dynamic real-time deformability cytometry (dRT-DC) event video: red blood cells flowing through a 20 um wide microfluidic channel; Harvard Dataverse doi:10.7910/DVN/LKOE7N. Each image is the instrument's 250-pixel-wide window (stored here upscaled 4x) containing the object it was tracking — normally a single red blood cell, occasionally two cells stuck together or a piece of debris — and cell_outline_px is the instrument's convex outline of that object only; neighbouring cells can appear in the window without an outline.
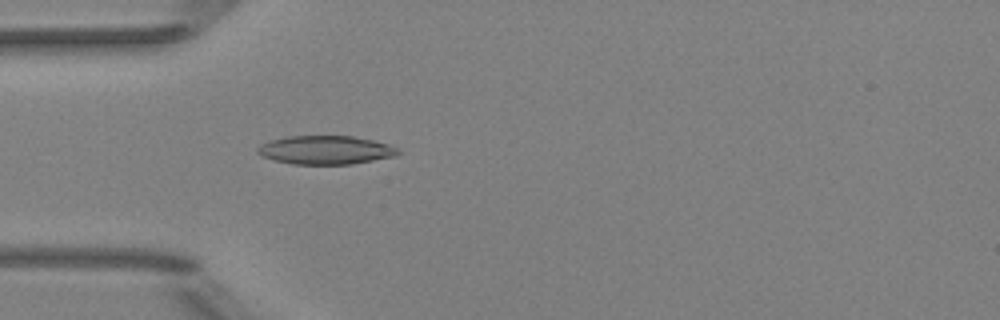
{"species": "Egyptian fruit bat (a non-hibernating species)", "species_latin": "Rousettus aegyptiacus", "temperature_condition": "room temperature", "stored_images_in_passage": 39, "camera_frame_rate_fps": 3000, "um_per_image_px": 0.085, "animal": {"sex": "female"}, "frame": {"image": 1, "passage_image": 3, "time_ms": 0.667, "image_size_px": [1000, 320], "cell_outline_px": [[400, 152], [396, 156], [352, 164], [292, 164], [272, 160], [260, 156], [256, 152], [256, 148], [260, 144], [268, 140], [288, 136], [352, 136], [372, 140], [388, 144], [396, 148]], "centroid_in_image_um": [27.61, 12.75], "position_along_channel_um": 57.4, "area_um2": 23.58}}
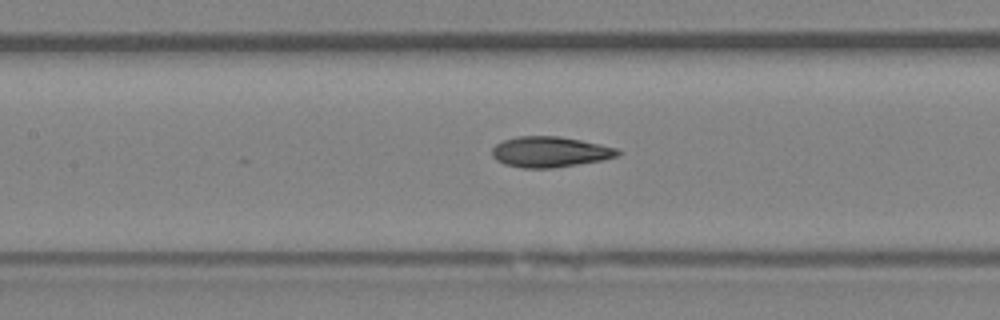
{"frame": {"image": 2, "passage_image": 11, "time_ms": 3.333, "image_size_px": [1000, 320], "cell_outline_px": [[624, 152], [620, 156], [600, 160], [552, 168], [524, 168], [504, 164], [496, 160], [492, 156], [492, 148], [496, 144], [504, 140], [516, 136], [560, 136], [600, 144], [616, 148]], "centroid_in_image_um": [46.75, 12.9], "position_along_channel_um": 160.7, "area_um2": 22.43}}
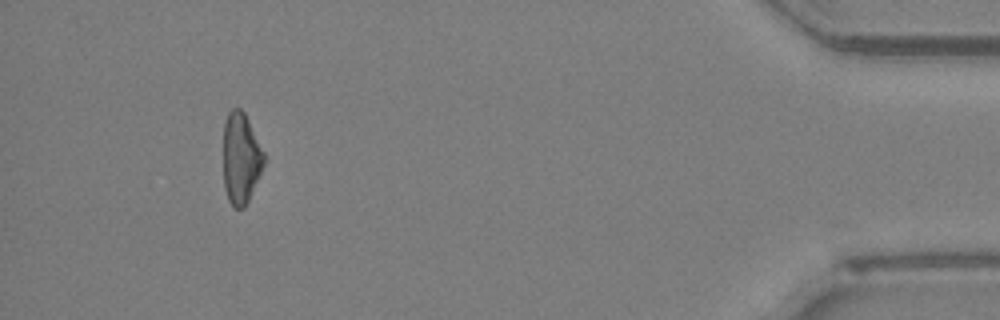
{"frame": {"image": 3, "passage_image": 35, "time_ms": 11.333, "image_size_px": [1000, 320], "cell_outline_px": [[264, 164], [248, 200], [244, 208], [236, 208], [228, 200], [224, 188], [224, 124], [228, 112], [232, 108], [240, 108], [244, 112], [264, 152]], "centroid_in_image_um": [20.46, 13.44], "position_along_channel_um": 414.7, "area_um2": 21.27}, "authors_computed_cell_mechanics": {"area_um2": 22.0796, "velocity_mm_per_s": 4.0395, "shape_relaxation_time_tau1_ms": 7.8817, "shape_relaxation_time_tau2_ms": 2.3502, "deformation_change_tau1": 0.2097, "deformation_change_tau2": 0.0932}}